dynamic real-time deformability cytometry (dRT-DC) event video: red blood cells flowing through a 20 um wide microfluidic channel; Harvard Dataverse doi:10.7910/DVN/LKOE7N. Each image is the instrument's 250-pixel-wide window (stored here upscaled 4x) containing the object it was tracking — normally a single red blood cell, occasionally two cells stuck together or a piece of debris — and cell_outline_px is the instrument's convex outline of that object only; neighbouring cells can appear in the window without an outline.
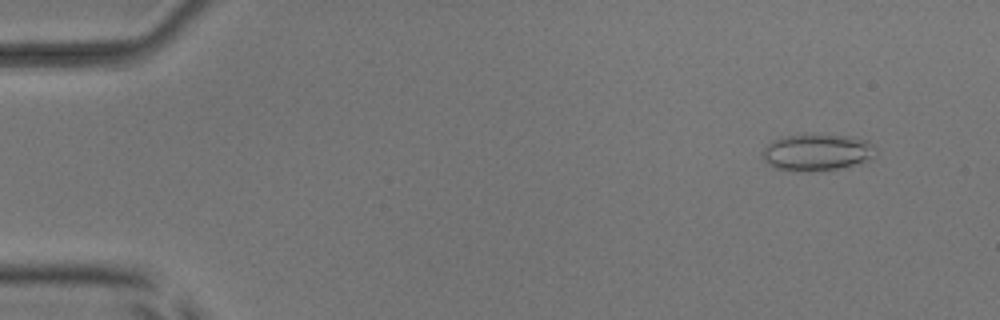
{"species": "common noctule bat (a hibernating species)", "species_latin": "Nyctalus noctula", "temperature_condition": "room temperature", "stored_images_in_passage": 53, "camera_frame_rate_fps": 3000, "um_per_image_px": 0.085, "animal": {"sex": "male", "body_mass_g": 17.9, "forearm_length_mm": 54.2}, "frame": {"image": 1, "passage_image": 5, "time_ms": 1.333, "image_size_px": [1000, 320], "cell_outline_px": [[876, 156], [868, 160], [836, 168], [776, 168], [768, 164], [760, 156], [764, 148], [772, 140], [784, 136], [848, 136], [868, 140], [872, 144]], "centroid_in_image_um": [69.44, 12.9], "position_along_channel_um": 15.6, "area_um2": 22.77}}
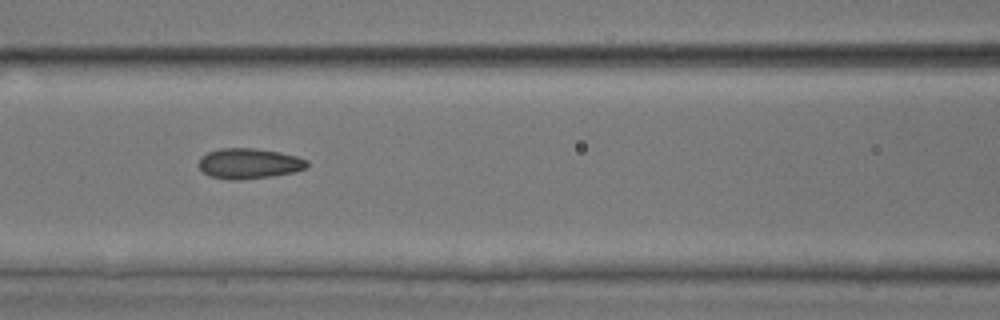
{"frame": {"image": 2, "passage_image": 24, "time_ms": 7.667, "image_size_px": [1000, 320], "cell_outline_px": [[308, 164], [304, 168], [292, 172], [272, 176], [236, 180], [232, 180], [208, 176], [200, 168], [200, 156], [208, 152], [220, 148], [256, 148], [280, 152], [296, 156], [308, 160]], "centroid_in_image_um": [21.15, 13.89], "position_along_channel_um": 145.5, "area_um2": 19.07}}
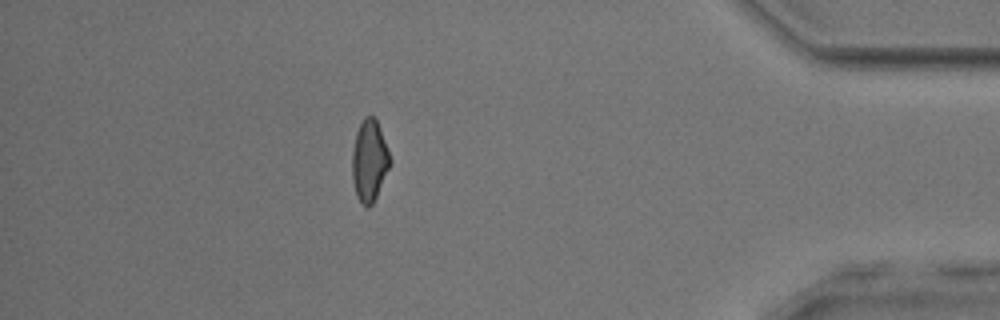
{"frame": {"image": 3, "passage_image": 47, "time_ms": 15.333, "image_size_px": [1000, 320], "cell_outline_px": [[392, 160], [376, 196], [372, 204], [368, 208], [360, 204], [356, 196], [352, 180], [352, 152], [356, 132], [364, 116], [372, 116], [376, 120], [380, 128]], "centroid_in_image_um": [31.38, 13.68], "position_along_channel_um": 403.8, "area_um2": 17.98}, "authors_computed_cell_mechanics": {"area_um2": 18.8428, "velocity_mm_per_s": 3.9191, "shape_relaxation_time_tau1_ms": 3.8164, "shape_relaxation_time_tau2_ms": 2.2913, "deformation_change_tau1": 0.0979, "deformation_change_tau2": 0.081}}